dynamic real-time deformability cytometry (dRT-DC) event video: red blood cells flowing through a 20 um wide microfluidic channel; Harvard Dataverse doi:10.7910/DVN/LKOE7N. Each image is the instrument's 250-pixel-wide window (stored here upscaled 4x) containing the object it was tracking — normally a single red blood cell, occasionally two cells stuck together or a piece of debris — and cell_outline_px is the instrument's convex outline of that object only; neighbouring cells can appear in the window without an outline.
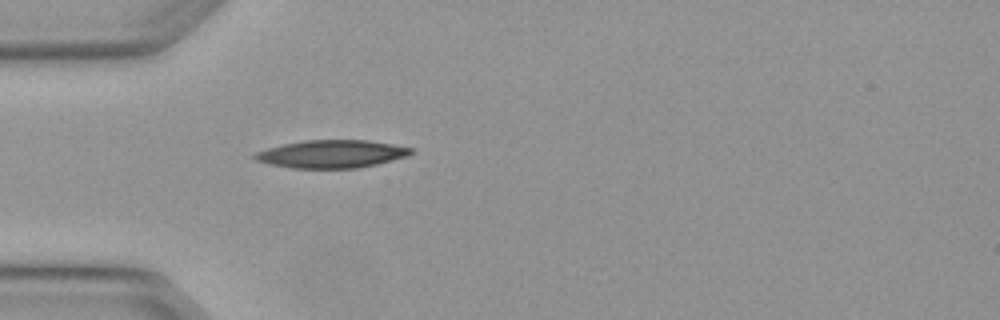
{"species": "Egyptian fruit bat (a non-hibernating species)", "species_latin": "Rousettus aegyptiacus", "temperature_condition": "warm", "stored_images_in_passage": 3, "camera_frame_rate_fps": 3000, "um_per_image_px": 0.085, "animal": {"sex": "female"}, "frame": {"image": 1, "passage_image": 3, "time_ms": 0.667, "image_size_px": [1000, 320], "cell_outline_px": [[412, 152], [408, 156], [376, 164], [356, 168], [292, 168], [268, 164], [256, 160], [252, 156], [256, 152], [268, 148], [284, 144], [304, 140], [368, 140], [392, 144], [412, 148]], "centroid_in_image_um": [28.17, 13.09], "position_along_channel_um": 56.8, "area_um2": 25.2}}